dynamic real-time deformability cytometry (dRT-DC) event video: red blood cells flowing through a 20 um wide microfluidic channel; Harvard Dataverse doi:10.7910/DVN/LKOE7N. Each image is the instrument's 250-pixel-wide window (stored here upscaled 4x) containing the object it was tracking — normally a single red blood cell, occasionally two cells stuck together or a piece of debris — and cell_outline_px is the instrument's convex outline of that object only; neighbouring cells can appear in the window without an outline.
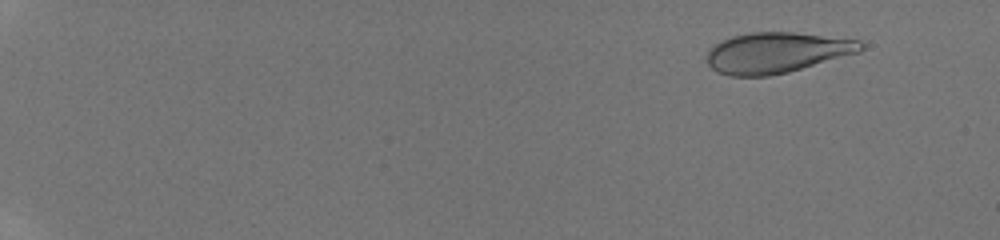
{"species": "human", "species_latin": "Homo sapiens", "temperature_condition": "room temperature", "stored_images_in_passage": 21, "camera_frame_rate_fps": 3000, "um_per_image_px": 0.085, "donor": {"sex": "male"}, "frame": {"image": 1, "passage_image": 7, "time_ms": 1.667, "image_size_px": [1000, 240], "cell_outline_px": [[864, 48], [860, 52], [788, 72], [768, 76], [732, 76], [716, 72], [704, 60], [708, 48], [732, 36], [752, 32], [796, 32], [860, 40], [864, 44]], "centroid_in_image_um": [66.0, 4.47], "position_along_channel_um": 19.0, "area_um2": 36.65}}
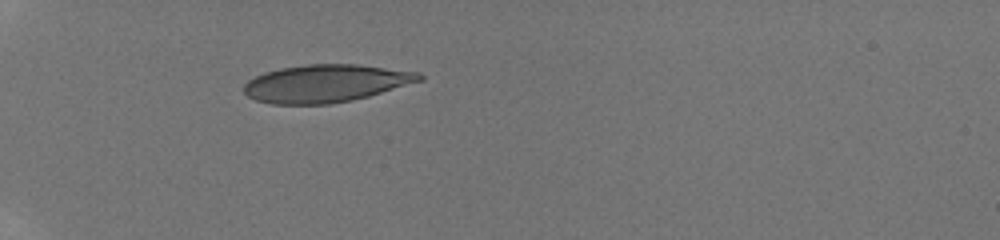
{"frame": {"image": 2, "passage_image": 18, "time_ms": 6.333, "image_size_px": [1000, 240], "cell_outline_px": [[424, 80], [368, 96], [352, 100], [332, 104], [272, 104], [256, 100], [248, 96], [244, 92], [244, 84], [248, 80], [264, 72], [280, 68], [308, 64], [356, 64], [420, 72], [424, 76]], "centroid_in_image_um": [27.7, 7.09], "position_along_channel_um": 57.3, "area_um2": 38.55}}
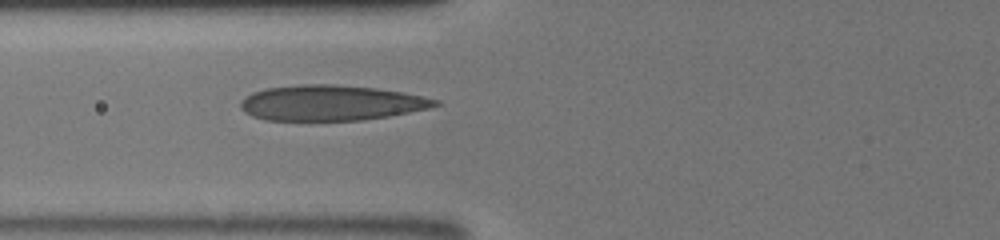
{"frame": {"image": 3, "passage_image": 21, "time_ms": 8.0, "image_size_px": [1000, 240], "cell_outline_px": [[444, 104], [432, 108], [388, 116], [360, 120], [264, 120], [252, 116], [244, 112], [240, 108], [240, 104], [252, 92], [264, 88], [304, 84], [332, 84], [376, 88], [424, 96], [440, 100]], "centroid_in_image_um": [28.18, 8.74], "position_along_channel_um": 97.6, "area_um2": 40.23}}